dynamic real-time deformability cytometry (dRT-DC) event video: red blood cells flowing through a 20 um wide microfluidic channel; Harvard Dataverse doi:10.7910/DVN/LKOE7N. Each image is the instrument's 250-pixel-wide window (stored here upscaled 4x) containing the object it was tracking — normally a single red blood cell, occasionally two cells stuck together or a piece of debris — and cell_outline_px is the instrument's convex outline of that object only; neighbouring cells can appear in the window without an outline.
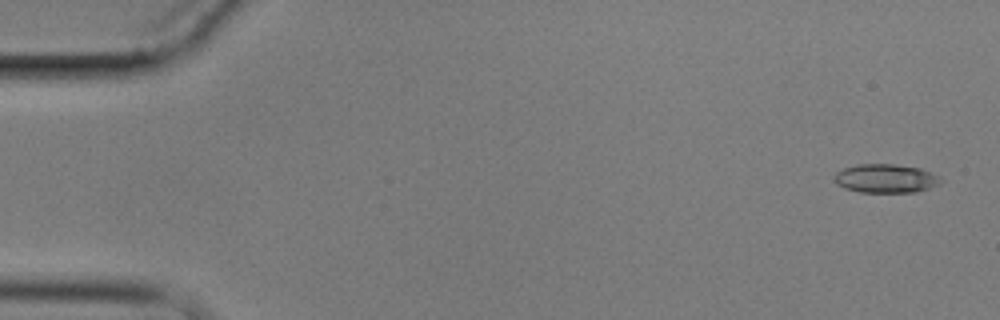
{"species": "common noctule bat (a hibernating species)", "species_latin": "Nyctalus noctula", "temperature_condition": "cold", "stored_images_in_passage": 6, "camera_frame_rate_fps": 3000, "um_per_image_px": 0.085, "animal": {"sex": "male", "body_mass_g": 17.9}, "frame": {"image": 1, "passage_image": 1, "time_ms": 0.0, "image_size_px": [1000, 320], "cell_outline_px": [[944, 180], [940, 184], [916, 192], [860, 192], [844, 188], [836, 184], [832, 176], [836, 172], [844, 168], [856, 164], [892, 164], [920, 168]], "centroid_in_image_um": [75.23, 15.17], "position_along_channel_um": 9.8, "area_um2": 17.8}}
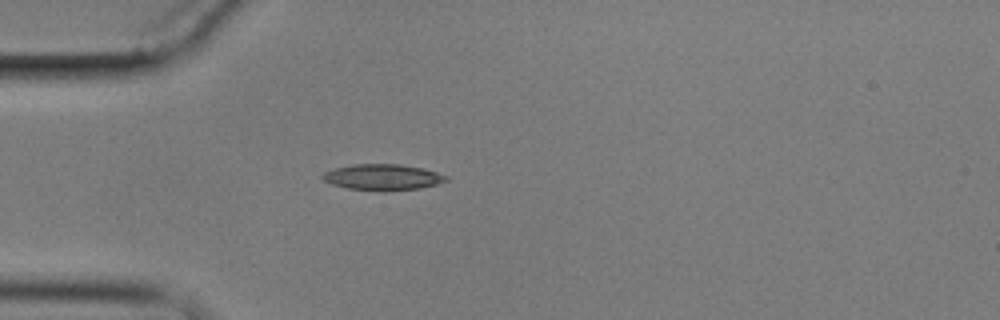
{"frame": {"image": 2, "passage_image": 5, "time_ms": 4.667, "image_size_px": [1000, 320], "cell_outline_px": [[448, 180], [436, 184], [420, 188], [348, 188], [332, 184], [324, 180], [320, 176], [324, 172], [336, 168], [352, 164], [400, 164], [424, 168], [448, 176]], "centroid_in_image_um": [32.53, 15.0], "position_along_channel_um": 52.5, "area_um2": 17.8}}